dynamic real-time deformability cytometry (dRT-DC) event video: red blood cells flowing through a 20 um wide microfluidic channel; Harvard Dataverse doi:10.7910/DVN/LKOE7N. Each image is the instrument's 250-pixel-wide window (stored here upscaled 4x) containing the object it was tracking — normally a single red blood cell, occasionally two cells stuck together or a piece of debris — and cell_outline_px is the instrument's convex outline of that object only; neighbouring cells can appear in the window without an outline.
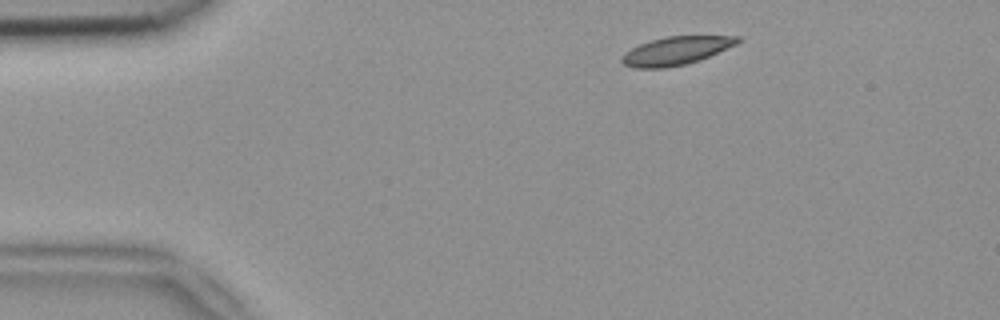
{"species": "common noctule bat (a hibernating species)", "species_latin": "Nyctalus noctula", "temperature_condition": "room temperature", "stored_images_in_passage": 3, "camera_frame_rate_fps": 3000, "um_per_image_px": 0.085, "animal": {"sex": "female", "body_mass_g": 18.4}, "frame": {"image": 1, "passage_image": 1, "time_ms": 0.0, "image_size_px": [1000, 320], "cell_outline_px": [[740, 40], [736, 44], [700, 60], [684, 64], [664, 68], [632, 68], [624, 64], [620, 60], [620, 56], [632, 48], [640, 44], [652, 40], [668, 36], [740, 36]], "centroid_in_image_um": [57.43, 4.32], "position_along_channel_um": 27.6, "area_um2": 18.84}}
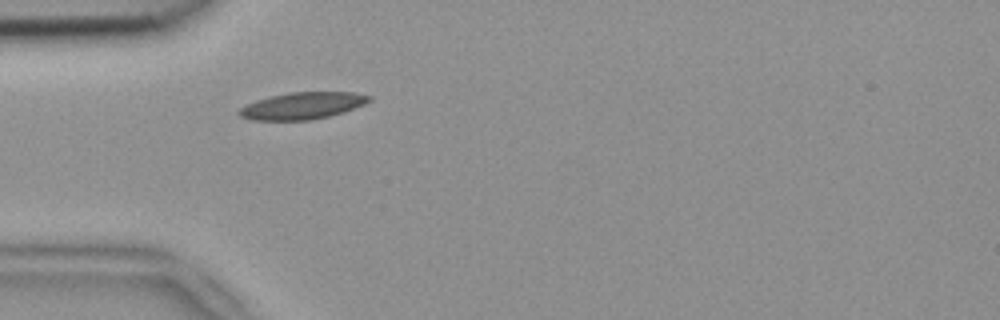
{"frame": {"image": 2, "passage_image": 3, "time_ms": 0.667, "image_size_px": [1000, 320], "cell_outline_px": [[372, 100], [364, 104], [344, 112], [312, 120], [252, 120], [240, 116], [236, 112], [240, 108], [256, 100], [288, 92], [356, 92], [372, 96]], "centroid_in_image_um": [25.73, 8.98], "position_along_channel_um": 59.3, "area_um2": 20.4}}